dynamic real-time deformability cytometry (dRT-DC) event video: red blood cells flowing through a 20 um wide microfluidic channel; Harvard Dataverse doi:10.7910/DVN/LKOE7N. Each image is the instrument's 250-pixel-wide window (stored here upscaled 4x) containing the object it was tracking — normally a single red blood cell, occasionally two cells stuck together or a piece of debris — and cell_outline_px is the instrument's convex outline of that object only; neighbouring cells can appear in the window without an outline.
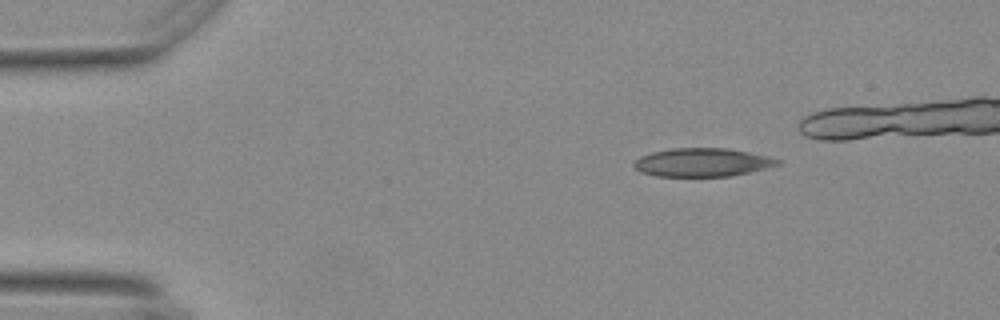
{"species": "Egyptian fruit bat (a non-hibernating species)", "species_latin": "Rousettus aegyptiacus", "temperature_condition": "warm", "stored_images_in_passage": 5, "segment_of_instrument_passage": [2, 2], "camera_frame_rate_fps": 3000, "um_per_image_px": 0.085, "animal": {"sex": "female"}, "frame": {"image": 1, "passage_image": 5, "time_ms": 1.333, "image_size_px": [1000, 320], "cell_outline_px": [[780, 164], [748, 172], [728, 176], [656, 176], [640, 172], [632, 164], [640, 156], [652, 152], [672, 148], [724, 148], [748, 152], [768, 156], [780, 160]], "centroid_in_image_um": [59.65, 13.8], "position_along_channel_um": 25.3, "area_um2": 23.52}}